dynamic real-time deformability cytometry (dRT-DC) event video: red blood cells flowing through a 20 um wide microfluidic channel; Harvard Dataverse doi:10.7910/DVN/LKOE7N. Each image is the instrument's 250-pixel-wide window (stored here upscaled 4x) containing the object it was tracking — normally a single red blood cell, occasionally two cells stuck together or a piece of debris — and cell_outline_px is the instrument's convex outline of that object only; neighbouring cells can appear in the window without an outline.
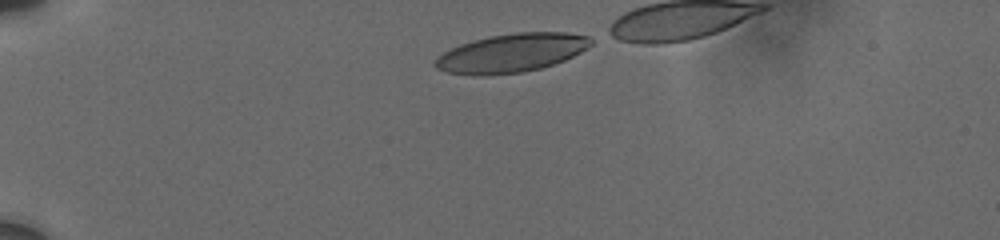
{"species": "human", "species_latin": "Homo sapiens", "temperature_condition": "cold", "stored_images_in_passage": 7, "segment_of_instrument_passage": [1, 2], "camera_frame_rate_fps": 3000, "um_per_image_px": 0.085, "donor": {"sex": "male"}, "frame": {"image": 1, "passage_image": 1, "time_ms": 0.0, "image_size_px": [1000, 240], "cell_outline_px": [[592, 44], [580, 52], [564, 60], [540, 68], [520, 72], [448, 72], [436, 68], [432, 64], [444, 52], [460, 44], [488, 36], [516, 32], [568, 32], [588, 36], [592, 40]], "centroid_in_image_um": [43.55, 4.44], "position_along_channel_um": 41.4, "area_um2": 33.7}}
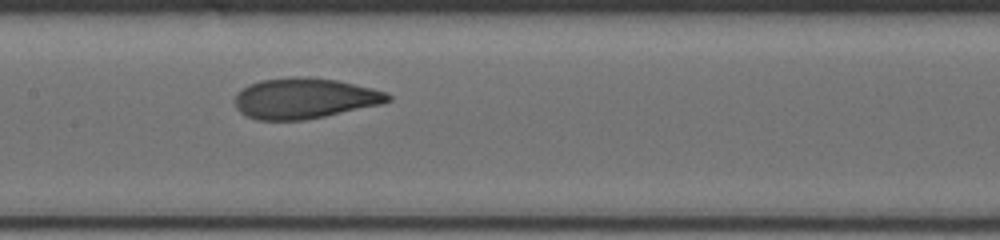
{"frame": {"image": 2, "passage_image": 5, "time_ms": 5.333, "image_size_px": [1000, 240], "cell_outline_px": [[392, 100], [380, 104], [324, 116], [304, 120], [256, 120], [244, 116], [236, 108], [236, 96], [248, 84], [260, 80], [288, 76], [300, 76], [336, 80], [372, 88], [384, 92], [392, 96]], "centroid_in_image_um": [25.85, 8.36], "position_along_channel_um": 181.5, "area_um2": 36.07}}
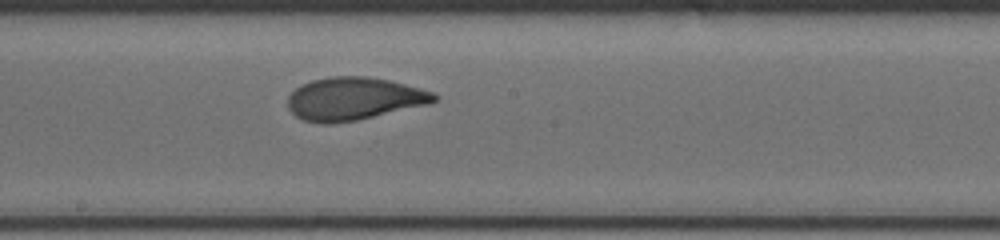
{"frame": {"image": 3, "passage_image": 6, "time_ms": 6.333, "image_size_px": [1000, 240], "cell_outline_px": [[440, 96], [436, 100], [428, 104], [356, 120], [332, 124], [324, 124], [304, 120], [296, 116], [288, 108], [288, 96], [300, 84], [312, 80], [328, 76], [364, 76], [388, 80], [404, 84], [432, 92]], "centroid_in_image_um": [30.04, 8.39], "position_along_channel_um": 218.2, "area_um2": 36.3}}